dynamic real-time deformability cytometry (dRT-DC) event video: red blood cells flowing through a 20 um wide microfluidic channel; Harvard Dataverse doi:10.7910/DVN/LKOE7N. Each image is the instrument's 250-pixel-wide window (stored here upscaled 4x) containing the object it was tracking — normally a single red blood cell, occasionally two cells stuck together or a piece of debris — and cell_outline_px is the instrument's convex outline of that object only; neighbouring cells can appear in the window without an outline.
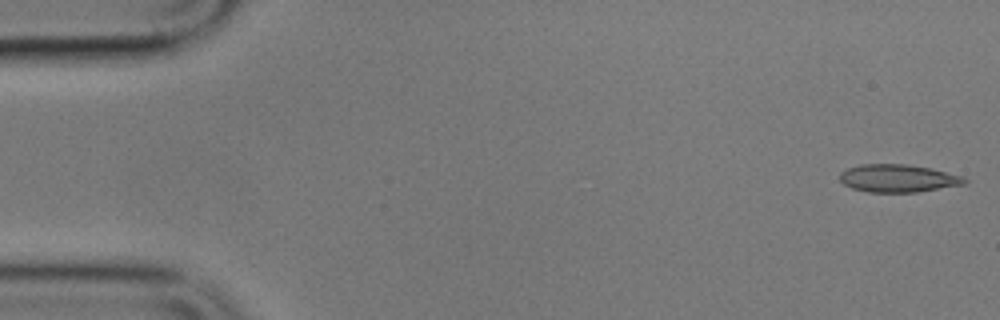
{"species": "common noctule bat (a hibernating species)", "species_latin": "Nyctalus noctula", "temperature_condition": "cold", "stored_images_in_passage": 4, "camera_frame_rate_fps": 3000, "um_per_image_px": 0.085, "animal": {"sex": "male", "body_mass_g": 17.9}, "frame": {"image": 1, "passage_image": 1, "time_ms": 0.0, "image_size_px": [1000, 320], "cell_outline_px": [[968, 180], [964, 184], [916, 192], [868, 192], [852, 188], [844, 184], [840, 180], [840, 172], [848, 168], [860, 164], [908, 164], [928, 168], [964, 176]], "centroid_in_image_um": [76.31, 15.15], "position_along_channel_um": 8.7, "area_um2": 20.06}}
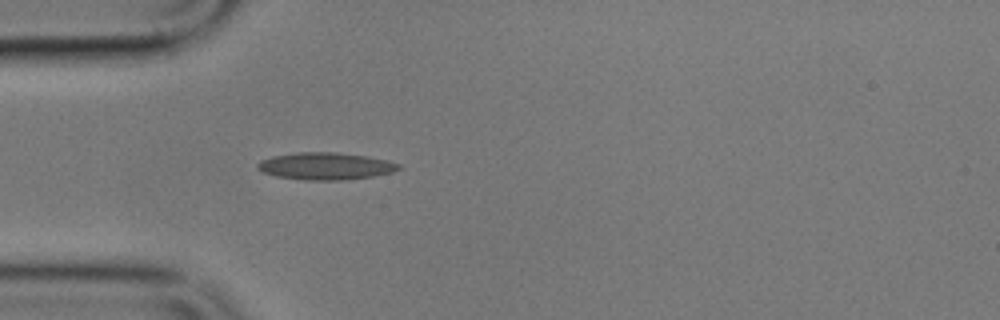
{"frame": {"image": 2, "passage_image": 4, "time_ms": 5.0, "image_size_px": [1000, 320], "cell_outline_px": [[404, 168], [392, 172], [372, 176], [344, 180], [304, 180], [276, 176], [264, 172], [256, 168], [256, 164], [260, 160], [272, 156], [296, 152], [336, 152], [368, 156], [400, 164]], "centroid_in_image_um": [27.66, 14.11], "position_along_channel_um": 57.3, "area_um2": 22.43}}